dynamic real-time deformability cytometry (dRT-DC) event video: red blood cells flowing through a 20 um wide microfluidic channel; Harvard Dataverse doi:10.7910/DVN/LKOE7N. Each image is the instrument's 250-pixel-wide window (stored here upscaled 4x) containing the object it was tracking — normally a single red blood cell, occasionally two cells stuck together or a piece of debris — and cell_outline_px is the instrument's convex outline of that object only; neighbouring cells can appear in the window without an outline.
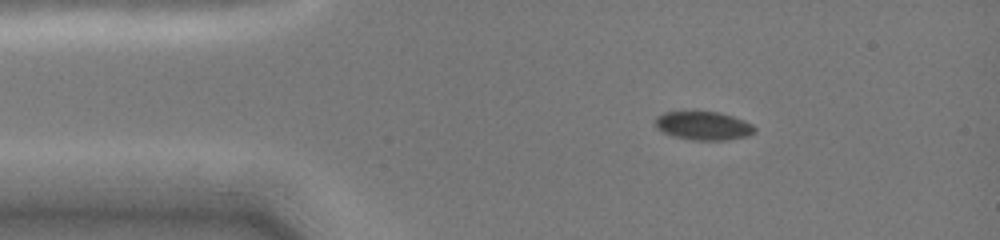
{"species": "common noctule bat (a hibernating species)", "species_latin": "Nyctalus noctula", "temperature_condition": "cold", "stored_images_in_passage": 7, "camera_frame_rate_fps": 3000, "um_per_image_px": 0.085, "animal": {"sex": "female", "body_mass_g": 19.0, "forearm_length_mm": 51.5}, "frame": {"image": 1, "passage_image": 4, "time_ms": 2.333, "image_size_px": [1000, 240], "cell_outline_px": [[756, 132], [748, 136], [728, 140], [692, 140], [672, 136], [656, 128], [656, 116], [664, 112], [720, 112], [744, 120], [752, 124], [756, 128]], "centroid_in_image_um": [59.82, 10.7], "position_along_channel_um": 25.2, "area_um2": 16.59}}
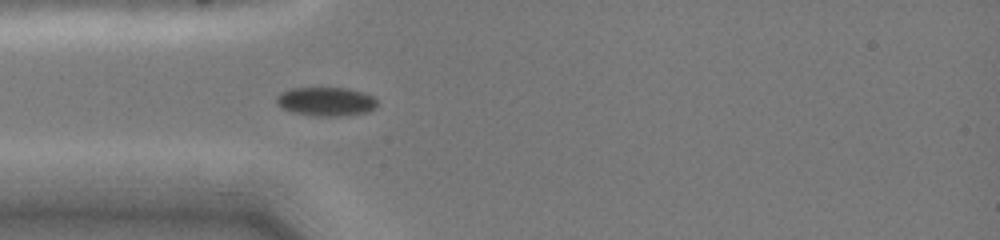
{"frame": {"image": 2, "passage_image": 7, "time_ms": 4.333, "image_size_px": [1000, 240], "cell_outline_px": [[376, 108], [368, 112], [340, 116], [316, 116], [292, 112], [280, 108], [276, 104], [276, 96], [280, 92], [292, 88], [348, 88], [372, 96], [376, 100]], "centroid_in_image_um": [27.66, 8.63], "position_along_channel_um": 57.3, "area_um2": 16.99}}